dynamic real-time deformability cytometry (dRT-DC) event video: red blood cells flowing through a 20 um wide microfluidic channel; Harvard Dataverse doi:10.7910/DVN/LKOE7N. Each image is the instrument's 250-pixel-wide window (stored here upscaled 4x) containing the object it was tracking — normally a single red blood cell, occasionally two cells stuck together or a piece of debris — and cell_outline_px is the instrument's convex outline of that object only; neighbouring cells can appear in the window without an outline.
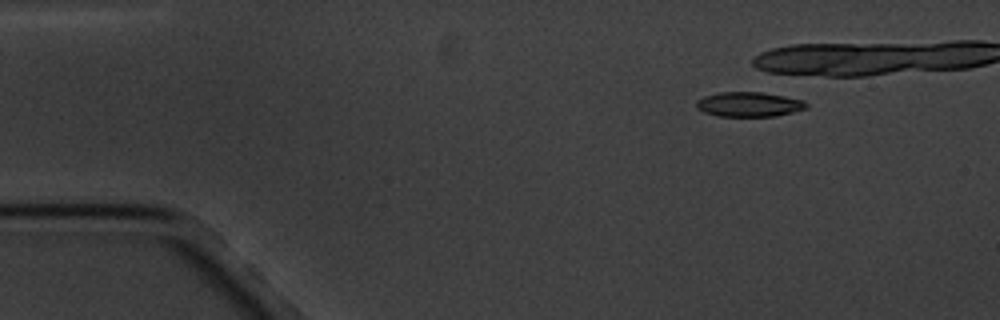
{"species": "common noctule bat (a hibernating species)", "species_latin": "Nyctalus noctula", "temperature_condition": "cold", "stored_images_in_passage": 7, "camera_frame_rate_fps": 3000, "um_per_image_px": 0.085, "animal": {"sex": "male", "body_mass_g": 20.1, "forearm_length_mm": 53.5}, "frame": {"image": 1, "passage_image": 1, "time_ms": 0.0, "image_size_px": [1000, 320], "cell_outline_px": [[808, 108], [792, 112], [772, 116], [720, 116], [704, 112], [696, 108], [696, 100], [704, 96], [720, 92], [760, 92], [784, 96], [804, 100], [808, 104]], "centroid_in_image_um": [63.66, 8.86], "position_along_channel_um": 21.3, "area_um2": 15.78}}